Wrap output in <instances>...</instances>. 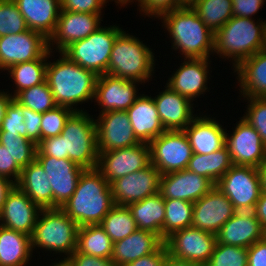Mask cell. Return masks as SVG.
<instances>
[{
    "mask_svg": "<svg viewBox=\"0 0 266 266\" xmlns=\"http://www.w3.org/2000/svg\"><path fill=\"white\" fill-rule=\"evenodd\" d=\"M114 206L110 183L95 168L83 171L61 209L81 227L100 224Z\"/></svg>",
    "mask_w": 266,
    "mask_h": 266,
    "instance_id": "cell-1",
    "label": "cell"
},
{
    "mask_svg": "<svg viewBox=\"0 0 266 266\" xmlns=\"http://www.w3.org/2000/svg\"><path fill=\"white\" fill-rule=\"evenodd\" d=\"M59 54L56 61L48 60L46 81L57 105L83 111L76 106L94 99L98 75Z\"/></svg>",
    "mask_w": 266,
    "mask_h": 266,
    "instance_id": "cell-2",
    "label": "cell"
},
{
    "mask_svg": "<svg viewBox=\"0 0 266 266\" xmlns=\"http://www.w3.org/2000/svg\"><path fill=\"white\" fill-rule=\"evenodd\" d=\"M160 20L172 38L171 47L184 58H210L212 53L214 55L215 34L191 7L173 10Z\"/></svg>",
    "mask_w": 266,
    "mask_h": 266,
    "instance_id": "cell-3",
    "label": "cell"
},
{
    "mask_svg": "<svg viewBox=\"0 0 266 266\" xmlns=\"http://www.w3.org/2000/svg\"><path fill=\"white\" fill-rule=\"evenodd\" d=\"M259 21V22H258ZM255 22L254 18L233 16L216 33L214 54L231 61L233 70L246 58L263 50L266 36V21Z\"/></svg>",
    "mask_w": 266,
    "mask_h": 266,
    "instance_id": "cell-4",
    "label": "cell"
},
{
    "mask_svg": "<svg viewBox=\"0 0 266 266\" xmlns=\"http://www.w3.org/2000/svg\"><path fill=\"white\" fill-rule=\"evenodd\" d=\"M155 60L152 49L138 37L123 30L113 44L107 74L141 84L147 83L149 79L152 81Z\"/></svg>",
    "mask_w": 266,
    "mask_h": 266,
    "instance_id": "cell-5",
    "label": "cell"
},
{
    "mask_svg": "<svg viewBox=\"0 0 266 266\" xmlns=\"http://www.w3.org/2000/svg\"><path fill=\"white\" fill-rule=\"evenodd\" d=\"M79 226L61 208L42 209L33 233L30 236L31 249H46L54 253H64V262L77 250Z\"/></svg>",
    "mask_w": 266,
    "mask_h": 266,
    "instance_id": "cell-6",
    "label": "cell"
},
{
    "mask_svg": "<svg viewBox=\"0 0 266 266\" xmlns=\"http://www.w3.org/2000/svg\"><path fill=\"white\" fill-rule=\"evenodd\" d=\"M65 139L68 159L84 169H95L98 164L96 122L86 111H75L60 133Z\"/></svg>",
    "mask_w": 266,
    "mask_h": 266,
    "instance_id": "cell-7",
    "label": "cell"
},
{
    "mask_svg": "<svg viewBox=\"0 0 266 266\" xmlns=\"http://www.w3.org/2000/svg\"><path fill=\"white\" fill-rule=\"evenodd\" d=\"M122 31L116 25L100 26L85 39L71 43L61 53L98 76L107 74L113 44Z\"/></svg>",
    "mask_w": 266,
    "mask_h": 266,
    "instance_id": "cell-8",
    "label": "cell"
},
{
    "mask_svg": "<svg viewBox=\"0 0 266 266\" xmlns=\"http://www.w3.org/2000/svg\"><path fill=\"white\" fill-rule=\"evenodd\" d=\"M231 201L236 211H254L262 192L258 170L233 165L215 185Z\"/></svg>",
    "mask_w": 266,
    "mask_h": 266,
    "instance_id": "cell-9",
    "label": "cell"
},
{
    "mask_svg": "<svg viewBox=\"0 0 266 266\" xmlns=\"http://www.w3.org/2000/svg\"><path fill=\"white\" fill-rule=\"evenodd\" d=\"M151 164L164 175L187 169L193 155L184 130H165L150 143Z\"/></svg>",
    "mask_w": 266,
    "mask_h": 266,
    "instance_id": "cell-10",
    "label": "cell"
},
{
    "mask_svg": "<svg viewBox=\"0 0 266 266\" xmlns=\"http://www.w3.org/2000/svg\"><path fill=\"white\" fill-rule=\"evenodd\" d=\"M98 152L96 169L109 183L151 164L149 143L141 142L133 147Z\"/></svg>",
    "mask_w": 266,
    "mask_h": 266,
    "instance_id": "cell-11",
    "label": "cell"
},
{
    "mask_svg": "<svg viewBox=\"0 0 266 266\" xmlns=\"http://www.w3.org/2000/svg\"><path fill=\"white\" fill-rule=\"evenodd\" d=\"M164 242L168 254L174 258L205 265L214 252L217 236L208 231L189 227L174 232Z\"/></svg>",
    "mask_w": 266,
    "mask_h": 266,
    "instance_id": "cell-12",
    "label": "cell"
},
{
    "mask_svg": "<svg viewBox=\"0 0 266 266\" xmlns=\"http://www.w3.org/2000/svg\"><path fill=\"white\" fill-rule=\"evenodd\" d=\"M233 132L225 134V145L233 165L257 168L266 159V144L257 131L240 118Z\"/></svg>",
    "mask_w": 266,
    "mask_h": 266,
    "instance_id": "cell-13",
    "label": "cell"
},
{
    "mask_svg": "<svg viewBox=\"0 0 266 266\" xmlns=\"http://www.w3.org/2000/svg\"><path fill=\"white\" fill-rule=\"evenodd\" d=\"M161 173L153 165L120 177L110 183L115 205L128 206L159 192Z\"/></svg>",
    "mask_w": 266,
    "mask_h": 266,
    "instance_id": "cell-14",
    "label": "cell"
},
{
    "mask_svg": "<svg viewBox=\"0 0 266 266\" xmlns=\"http://www.w3.org/2000/svg\"><path fill=\"white\" fill-rule=\"evenodd\" d=\"M48 50V39L42 34L27 30L19 34L0 37V69L40 58Z\"/></svg>",
    "mask_w": 266,
    "mask_h": 266,
    "instance_id": "cell-15",
    "label": "cell"
},
{
    "mask_svg": "<svg viewBox=\"0 0 266 266\" xmlns=\"http://www.w3.org/2000/svg\"><path fill=\"white\" fill-rule=\"evenodd\" d=\"M101 15L61 10L55 31L48 39V49L60 53L71 43L85 39L101 26Z\"/></svg>",
    "mask_w": 266,
    "mask_h": 266,
    "instance_id": "cell-16",
    "label": "cell"
},
{
    "mask_svg": "<svg viewBox=\"0 0 266 266\" xmlns=\"http://www.w3.org/2000/svg\"><path fill=\"white\" fill-rule=\"evenodd\" d=\"M97 118L98 151H112L141 143L134 135L127 111H109Z\"/></svg>",
    "mask_w": 266,
    "mask_h": 266,
    "instance_id": "cell-17",
    "label": "cell"
},
{
    "mask_svg": "<svg viewBox=\"0 0 266 266\" xmlns=\"http://www.w3.org/2000/svg\"><path fill=\"white\" fill-rule=\"evenodd\" d=\"M235 212L229 198L214 186L193 203L191 227L217 234Z\"/></svg>",
    "mask_w": 266,
    "mask_h": 266,
    "instance_id": "cell-18",
    "label": "cell"
},
{
    "mask_svg": "<svg viewBox=\"0 0 266 266\" xmlns=\"http://www.w3.org/2000/svg\"><path fill=\"white\" fill-rule=\"evenodd\" d=\"M48 175L53 193V208H61L75 192L80 175L85 170L70 159L36 156Z\"/></svg>",
    "mask_w": 266,
    "mask_h": 266,
    "instance_id": "cell-19",
    "label": "cell"
},
{
    "mask_svg": "<svg viewBox=\"0 0 266 266\" xmlns=\"http://www.w3.org/2000/svg\"><path fill=\"white\" fill-rule=\"evenodd\" d=\"M138 83L108 74L98 76L94 99L101 107L99 114L109 111H126L130 108L139 97L137 95Z\"/></svg>",
    "mask_w": 266,
    "mask_h": 266,
    "instance_id": "cell-20",
    "label": "cell"
},
{
    "mask_svg": "<svg viewBox=\"0 0 266 266\" xmlns=\"http://www.w3.org/2000/svg\"><path fill=\"white\" fill-rule=\"evenodd\" d=\"M41 210L15 185L8 193L0 212V226L31 236Z\"/></svg>",
    "mask_w": 266,
    "mask_h": 266,
    "instance_id": "cell-21",
    "label": "cell"
},
{
    "mask_svg": "<svg viewBox=\"0 0 266 266\" xmlns=\"http://www.w3.org/2000/svg\"><path fill=\"white\" fill-rule=\"evenodd\" d=\"M214 186L210 179L183 169L161 175L159 193L164 199H180L194 203Z\"/></svg>",
    "mask_w": 266,
    "mask_h": 266,
    "instance_id": "cell-22",
    "label": "cell"
},
{
    "mask_svg": "<svg viewBox=\"0 0 266 266\" xmlns=\"http://www.w3.org/2000/svg\"><path fill=\"white\" fill-rule=\"evenodd\" d=\"M184 62L168 78L166 85L173 91L194 101L200 95H204L209 75V58H183Z\"/></svg>",
    "mask_w": 266,
    "mask_h": 266,
    "instance_id": "cell-23",
    "label": "cell"
},
{
    "mask_svg": "<svg viewBox=\"0 0 266 266\" xmlns=\"http://www.w3.org/2000/svg\"><path fill=\"white\" fill-rule=\"evenodd\" d=\"M216 236L220 244L249 248L263 239V228L254 211H236Z\"/></svg>",
    "mask_w": 266,
    "mask_h": 266,
    "instance_id": "cell-24",
    "label": "cell"
},
{
    "mask_svg": "<svg viewBox=\"0 0 266 266\" xmlns=\"http://www.w3.org/2000/svg\"><path fill=\"white\" fill-rule=\"evenodd\" d=\"M166 89L155 96L154 102L165 130H184L196 117L192 101L171 90Z\"/></svg>",
    "mask_w": 266,
    "mask_h": 266,
    "instance_id": "cell-25",
    "label": "cell"
},
{
    "mask_svg": "<svg viewBox=\"0 0 266 266\" xmlns=\"http://www.w3.org/2000/svg\"><path fill=\"white\" fill-rule=\"evenodd\" d=\"M28 28L49 39L55 31L61 11L60 0H13Z\"/></svg>",
    "mask_w": 266,
    "mask_h": 266,
    "instance_id": "cell-26",
    "label": "cell"
},
{
    "mask_svg": "<svg viewBox=\"0 0 266 266\" xmlns=\"http://www.w3.org/2000/svg\"><path fill=\"white\" fill-rule=\"evenodd\" d=\"M199 116L184 129L193 153L209 154L219 150L225 145L227 129L214 117H209L211 115Z\"/></svg>",
    "mask_w": 266,
    "mask_h": 266,
    "instance_id": "cell-27",
    "label": "cell"
},
{
    "mask_svg": "<svg viewBox=\"0 0 266 266\" xmlns=\"http://www.w3.org/2000/svg\"><path fill=\"white\" fill-rule=\"evenodd\" d=\"M126 111L134 135L140 142L150 143L165 131L151 95L140 94L135 103Z\"/></svg>",
    "mask_w": 266,
    "mask_h": 266,
    "instance_id": "cell-28",
    "label": "cell"
},
{
    "mask_svg": "<svg viewBox=\"0 0 266 266\" xmlns=\"http://www.w3.org/2000/svg\"><path fill=\"white\" fill-rule=\"evenodd\" d=\"M164 243L158 234L137 229L128 237L113 243L111 260L117 266H125L142 256L156 252Z\"/></svg>",
    "mask_w": 266,
    "mask_h": 266,
    "instance_id": "cell-29",
    "label": "cell"
},
{
    "mask_svg": "<svg viewBox=\"0 0 266 266\" xmlns=\"http://www.w3.org/2000/svg\"><path fill=\"white\" fill-rule=\"evenodd\" d=\"M234 72L242 97L266 98V51L260 50L244 59Z\"/></svg>",
    "mask_w": 266,
    "mask_h": 266,
    "instance_id": "cell-30",
    "label": "cell"
},
{
    "mask_svg": "<svg viewBox=\"0 0 266 266\" xmlns=\"http://www.w3.org/2000/svg\"><path fill=\"white\" fill-rule=\"evenodd\" d=\"M15 185L41 209L53 208V193L48 175L36 159L21 170Z\"/></svg>",
    "mask_w": 266,
    "mask_h": 266,
    "instance_id": "cell-31",
    "label": "cell"
},
{
    "mask_svg": "<svg viewBox=\"0 0 266 266\" xmlns=\"http://www.w3.org/2000/svg\"><path fill=\"white\" fill-rule=\"evenodd\" d=\"M32 253L29 235L0 226V266H26Z\"/></svg>",
    "mask_w": 266,
    "mask_h": 266,
    "instance_id": "cell-32",
    "label": "cell"
},
{
    "mask_svg": "<svg viewBox=\"0 0 266 266\" xmlns=\"http://www.w3.org/2000/svg\"><path fill=\"white\" fill-rule=\"evenodd\" d=\"M128 208L131 210L137 229L154 232L162 238L165 205L164 198L159 192L141 201L130 203Z\"/></svg>",
    "mask_w": 266,
    "mask_h": 266,
    "instance_id": "cell-33",
    "label": "cell"
},
{
    "mask_svg": "<svg viewBox=\"0 0 266 266\" xmlns=\"http://www.w3.org/2000/svg\"><path fill=\"white\" fill-rule=\"evenodd\" d=\"M233 166L226 145L209 154L193 153L187 169L210 179L215 185Z\"/></svg>",
    "mask_w": 266,
    "mask_h": 266,
    "instance_id": "cell-34",
    "label": "cell"
},
{
    "mask_svg": "<svg viewBox=\"0 0 266 266\" xmlns=\"http://www.w3.org/2000/svg\"><path fill=\"white\" fill-rule=\"evenodd\" d=\"M52 52L48 49L40 58L9 67L10 78L15 83V90L10 94L13 98L22 90L46 81V67Z\"/></svg>",
    "mask_w": 266,
    "mask_h": 266,
    "instance_id": "cell-35",
    "label": "cell"
},
{
    "mask_svg": "<svg viewBox=\"0 0 266 266\" xmlns=\"http://www.w3.org/2000/svg\"><path fill=\"white\" fill-rule=\"evenodd\" d=\"M77 251L87 255L111 259L113 242L99 225H86L78 229Z\"/></svg>",
    "mask_w": 266,
    "mask_h": 266,
    "instance_id": "cell-36",
    "label": "cell"
},
{
    "mask_svg": "<svg viewBox=\"0 0 266 266\" xmlns=\"http://www.w3.org/2000/svg\"><path fill=\"white\" fill-rule=\"evenodd\" d=\"M191 8L214 34L234 16L232 0H198Z\"/></svg>",
    "mask_w": 266,
    "mask_h": 266,
    "instance_id": "cell-37",
    "label": "cell"
},
{
    "mask_svg": "<svg viewBox=\"0 0 266 266\" xmlns=\"http://www.w3.org/2000/svg\"><path fill=\"white\" fill-rule=\"evenodd\" d=\"M165 219L162 239L165 241L174 232L192 225L193 203L180 199H164Z\"/></svg>",
    "mask_w": 266,
    "mask_h": 266,
    "instance_id": "cell-38",
    "label": "cell"
},
{
    "mask_svg": "<svg viewBox=\"0 0 266 266\" xmlns=\"http://www.w3.org/2000/svg\"><path fill=\"white\" fill-rule=\"evenodd\" d=\"M99 225L113 243L128 237L137 230L135 220L128 206L115 205Z\"/></svg>",
    "mask_w": 266,
    "mask_h": 266,
    "instance_id": "cell-39",
    "label": "cell"
},
{
    "mask_svg": "<svg viewBox=\"0 0 266 266\" xmlns=\"http://www.w3.org/2000/svg\"><path fill=\"white\" fill-rule=\"evenodd\" d=\"M0 144L9 151L21 169L36 159L37 145L18 133L0 131Z\"/></svg>",
    "mask_w": 266,
    "mask_h": 266,
    "instance_id": "cell-40",
    "label": "cell"
},
{
    "mask_svg": "<svg viewBox=\"0 0 266 266\" xmlns=\"http://www.w3.org/2000/svg\"><path fill=\"white\" fill-rule=\"evenodd\" d=\"M14 99L22 106L40 113H45L57 106L47 81L22 90Z\"/></svg>",
    "mask_w": 266,
    "mask_h": 266,
    "instance_id": "cell-41",
    "label": "cell"
},
{
    "mask_svg": "<svg viewBox=\"0 0 266 266\" xmlns=\"http://www.w3.org/2000/svg\"><path fill=\"white\" fill-rule=\"evenodd\" d=\"M204 266H248V248L216 243Z\"/></svg>",
    "mask_w": 266,
    "mask_h": 266,
    "instance_id": "cell-42",
    "label": "cell"
},
{
    "mask_svg": "<svg viewBox=\"0 0 266 266\" xmlns=\"http://www.w3.org/2000/svg\"><path fill=\"white\" fill-rule=\"evenodd\" d=\"M29 30L13 0H0V37Z\"/></svg>",
    "mask_w": 266,
    "mask_h": 266,
    "instance_id": "cell-43",
    "label": "cell"
},
{
    "mask_svg": "<svg viewBox=\"0 0 266 266\" xmlns=\"http://www.w3.org/2000/svg\"><path fill=\"white\" fill-rule=\"evenodd\" d=\"M74 112L69 107L57 105L53 109L42 113L41 140L60 135L66 121Z\"/></svg>",
    "mask_w": 266,
    "mask_h": 266,
    "instance_id": "cell-44",
    "label": "cell"
},
{
    "mask_svg": "<svg viewBox=\"0 0 266 266\" xmlns=\"http://www.w3.org/2000/svg\"><path fill=\"white\" fill-rule=\"evenodd\" d=\"M248 101L244 119L250 124L261 136L262 141L266 144V98L263 97H244Z\"/></svg>",
    "mask_w": 266,
    "mask_h": 266,
    "instance_id": "cell-45",
    "label": "cell"
},
{
    "mask_svg": "<svg viewBox=\"0 0 266 266\" xmlns=\"http://www.w3.org/2000/svg\"><path fill=\"white\" fill-rule=\"evenodd\" d=\"M23 106L14 98L9 102L6 114L0 126V131L6 133H18L27 138V131L24 129Z\"/></svg>",
    "mask_w": 266,
    "mask_h": 266,
    "instance_id": "cell-46",
    "label": "cell"
},
{
    "mask_svg": "<svg viewBox=\"0 0 266 266\" xmlns=\"http://www.w3.org/2000/svg\"><path fill=\"white\" fill-rule=\"evenodd\" d=\"M139 5V11L143 12L142 15L148 17L161 18L164 14H167L173 10L182 8L179 5L178 0H137Z\"/></svg>",
    "mask_w": 266,
    "mask_h": 266,
    "instance_id": "cell-47",
    "label": "cell"
},
{
    "mask_svg": "<svg viewBox=\"0 0 266 266\" xmlns=\"http://www.w3.org/2000/svg\"><path fill=\"white\" fill-rule=\"evenodd\" d=\"M64 140L61 135L42 139L37 144L36 156H53L57 159H68V153H65Z\"/></svg>",
    "mask_w": 266,
    "mask_h": 266,
    "instance_id": "cell-48",
    "label": "cell"
},
{
    "mask_svg": "<svg viewBox=\"0 0 266 266\" xmlns=\"http://www.w3.org/2000/svg\"><path fill=\"white\" fill-rule=\"evenodd\" d=\"M61 10L79 13L102 14L108 0H60Z\"/></svg>",
    "mask_w": 266,
    "mask_h": 266,
    "instance_id": "cell-49",
    "label": "cell"
},
{
    "mask_svg": "<svg viewBox=\"0 0 266 266\" xmlns=\"http://www.w3.org/2000/svg\"><path fill=\"white\" fill-rule=\"evenodd\" d=\"M24 129L27 131V139L36 145L41 141L42 113L30 110L23 106Z\"/></svg>",
    "mask_w": 266,
    "mask_h": 266,
    "instance_id": "cell-50",
    "label": "cell"
},
{
    "mask_svg": "<svg viewBox=\"0 0 266 266\" xmlns=\"http://www.w3.org/2000/svg\"><path fill=\"white\" fill-rule=\"evenodd\" d=\"M21 170L16 161L12 159L9 151L0 144V176L16 184Z\"/></svg>",
    "mask_w": 266,
    "mask_h": 266,
    "instance_id": "cell-51",
    "label": "cell"
},
{
    "mask_svg": "<svg viewBox=\"0 0 266 266\" xmlns=\"http://www.w3.org/2000/svg\"><path fill=\"white\" fill-rule=\"evenodd\" d=\"M67 266H117L111 259L80 253L75 250L65 261Z\"/></svg>",
    "mask_w": 266,
    "mask_h": 266,
    "instance_id": "cell-52",
    "label": "cell"
},
{
    "mask_svg": "<svg viewBox=\"0 0 266 266\" xmlns=\"http://www.w3.org/2000/svg\"><path fill=\"white\" fill-rule=\"evenodd\" d=\"M266 0H232L233 15L243 18H252Z\"/></svg>",
    "mask_w": 266,
    "mask_h": 266,
    "instance_id": "cell-53",
    "label": "cell"
},
{
    "mask_svg": "<svg viewBox=\"0 0 266 266\" xmlns=\"http://www.w3.org/2000/svg\"><path fill=\"white\" fill-rule=\"evenodd\" d=\"M167 256L168 250L164 243L156 252L142 256L125 266H164V261Z\"/></svg>",
    "mask_w": 266,
    "mask_h": 266,
    "instance_id": "cell-54",
    "label": "cell"
},
{
    "mask_svg": "<svg viewBox=\"0 0 266 266\" xmlns=\"http://www.w3.org/2000/svg\"><path fill=\"white\" fill-rule=\"evenodd\" d=\"M248 266H266V241L264 239L248 248Z\"/></svg>",
    "mask_w": 266,
    "mask_h": 266,
    "instance_id": "cell-55",
    "label": "cell"
},
{
    "mask_svg": "<svg viewBox=\"0 0 266 266\" xmlns=\"http://www.w3.org/2000/svg\"><path fill=\"white\" fill-rule=\"evenodd\" d=\"M254 213L256 218L261 223L262 228H266V193L261 192L260 197L256 203Z\"/></svg>",
    "mask_w": 266,
    "mask_h": 266,
    "instance_id": "cell-56",
    "label": "cell"
},
{
    "mask_svg": "<svg viewBox=\"0 0 266 266\" xmlns=\"http://www.w3.org/2000/svg\"><path fill=\"white\" fill-rule=\"evenodd\" d=\"M15 186L14 182L0 176V212L8 193Z\"/></svg>",
    "mask_w": 266,
    "mask_h": 266,
    "instance_id": "cell-57",
    "label": "cell"
},
{
    "mask_svg": "<svg viewBox=\"0 0 266 266\" xmlns=\"http://www.w3.org/2000/svg\"><path fill=\"white\" fill-rule=\"evenodd\" d=\"M164 266H204V265L195 262H189L186 260L177 259L168 254V256L165 258Z\"/></svg>",
    "mask_w": 266,
    "mask_h": 266,
    "instance_id": "cell-58",
    "label": "cell"
},
{
    "mask_svg": "<svg viewBox=\"0 0 266 266\" xmlns=\"http://www.w3.org/2000/svg\"><path fill=\"white\" fill-rule=\"evenodd\" d=\"M9 92H1L0 90V126H1V123L3 121V118L6 114V109H7V106L9 104V102L11 101V99L13 98L10 93L8 94Z\"/></svg>",
    "mask_w": 266,
    "mask_h": 266,
    "instance_id": "cell-59",
    "label": "cell"
},
{
    "mask_svg": "<svg viewBox=\"0 0 266 266\" xmlns=\"http://www.w3.org/2000/svg\"><path fill=\"white\" fill-rule=\"evenodd\" d=\"M261 189L266 193V159L257 167Z\"/></svg>",
    "mask_w": 266,
    "mask_h": 266,
    "instance_id": "cell-60",
    "label": "cell"
},
{
    "mask_svg": "<svg viewBox=\"0 0 266 266\" xmlns=\"http://www.w3.org/2000/svg\"><path fill=\"white\" fill-rule=\"evenodd\" d=\"M198 0H178L181 7H192Z\"/></svg>",
    "mask_w": 266,
    "mask_h": 266,
    "instance_id": "cell-61",
    "label": "cell"
},
{
    "mask_svg": "<svg viewBox=\"0 0 266 266\" xmlns=\"http://www.w3.org/2000/svg\"><path fill=\"white\" fill-rule=\"evenodd\" d=\"M109 1V0H108ZM111 1H113V0H111ZM116 3H117V5L119 4L121 7H123L124 5H126V4H131V2H133V1H137V0H114Z\"/></svg>",
    "mask_w": 266,
    "mask_h": 266,
    "instance_id": "cell-62",
    "label": "cell"
},
{
    "mask_svg": "<svg viewBox=\"0 0 266 266\" xmlns=\"http://www.w3.org/2000/svg\"><path fill=\"white\" fill-rule=\"evenodd\" d=\"M53 265H49V266H67L64 262H55V263H52Z\"/></svg>",
    "mask_w": 266,
    "mask_h": 266,
    "instance_id": "cell-63",
    "label": "cell"
},
{
    "mask_svg": "<svg viewBox=\"0 0 266 266\" xmlns=\"http://www.w3.org/2000/svg\"><path fill=\"white\" fill-rule=\"evenodd\" d=\"M263 239L266 241V228L263 229Z\"/></svg>",
    "mask_w": 266,
    "mask_h": 266,
    "instance_id": "cell-64",
    "label": "cell"
},
{
    "mask_svg": "<svg viewBox=\"0 0 266 266\" xmlns=\"http://www.w3.org/2000/svg\"><path fill=\"white\" fill-rule=\"evenodd\" d=\"M264 50L266 51V36H265V45H264Z\"/></svg>",
    "mask_w": 266,
    "mask_h": 266,
    "instance_id": "cell-65",
    "label": "cell"
}]
</instances>
